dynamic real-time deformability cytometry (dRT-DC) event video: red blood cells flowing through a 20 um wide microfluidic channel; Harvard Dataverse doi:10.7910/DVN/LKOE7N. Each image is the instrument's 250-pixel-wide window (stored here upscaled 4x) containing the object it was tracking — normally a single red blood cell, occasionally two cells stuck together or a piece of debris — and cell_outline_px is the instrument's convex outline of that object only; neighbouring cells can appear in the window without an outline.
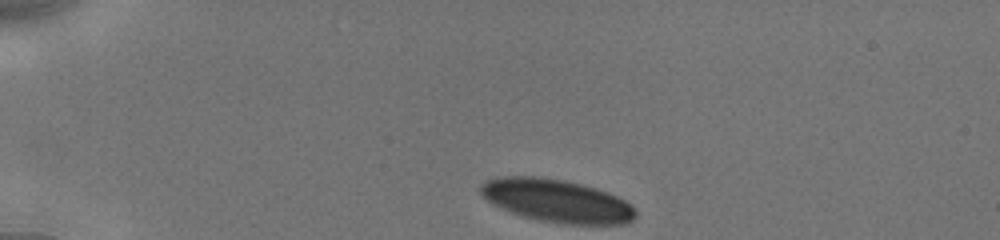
{"species": "human", "species_latin": "Homo sapiens", "temperature_condition": "cold", "stored_images_in_passage": 10, "camera_frame_rate_fps": 3000, "um_per_image_px": 0.085, "donor": {"sex": "male"}, "frame": {"image": 1, "passage_image": 1, "time_ms": 0.0, "image_size_px": [1000, 240], "cell_outline_px": [[636, 216], [632, 220], [624, 224], [564, 224], [540, 220], [524, 216], [500, 208], [492, 204], [480, 192], [480, 184], [488, 180], [500, 176], [536, 176], [560, 180], [580, 184], [596, 188], [616, 196], [624, 200], [636, 208]], "centroid_in_image_um": [47.33, 17.07], "position_along_channel_um": 37.7, "area_um2": 38.49}}
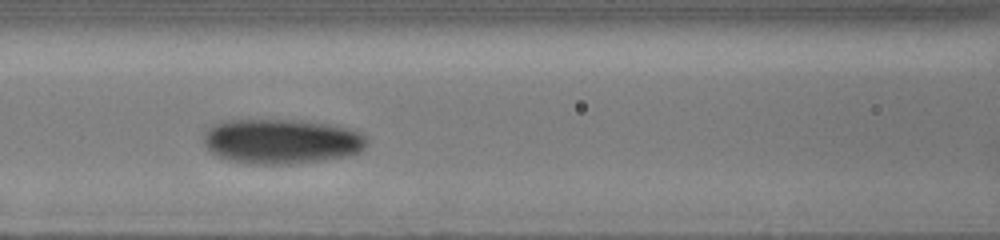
{"frame": {"image": 2, "passage_image": 7, "time_ms": 4.333, "image_size_px": [1000, 240], "cell_outline_px": [[368, 144], [360, 152], [352, 156], [296, 164], [244, 164], [224, 160], [216, 156], [204, 144], [204, 132], [212, 124], [228, 120], [300, 120], [336, 124], [360, 132], [368, 140]], "centroid_in_image_um": [23.95, 12.03], "position_along_channel_um": 142.7, "area_um2": 43.64}}
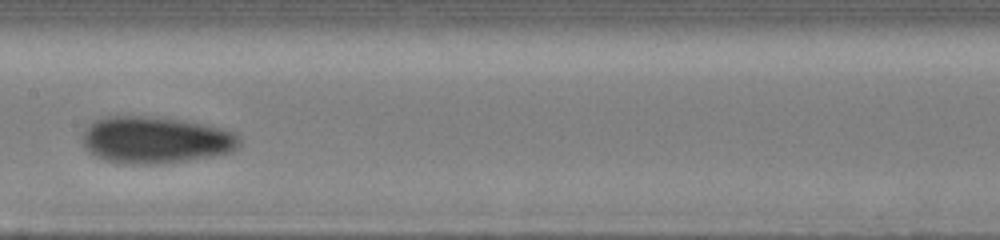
{"frame": {"image": 3, "passage_image": 9, "time_ms": 5.667, "image_size_px": [1000, 240], "cell_outline_px": [[240, 148], [232, 152], [188, 160], [156, 164], [124, 164], [104, 160], [88, 152], [80, 136], [84, 128], [92, 120], [104, 116], [164, 116], [208, 124], [236, 132], [240, 136]], "centroid_in_image_um": [13.21, 11.87], "position_along_channel_um": 194.2, "area_um2": 43.99}}